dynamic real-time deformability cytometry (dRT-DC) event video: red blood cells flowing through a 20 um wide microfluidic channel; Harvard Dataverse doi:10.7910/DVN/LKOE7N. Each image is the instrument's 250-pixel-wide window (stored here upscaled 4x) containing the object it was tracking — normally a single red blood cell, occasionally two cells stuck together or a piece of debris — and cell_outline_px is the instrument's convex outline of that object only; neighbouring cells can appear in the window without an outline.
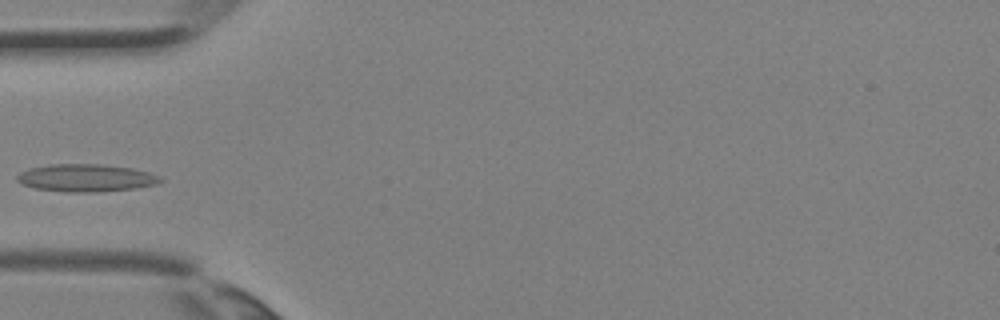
{"species": "Egyptian fruit bat (a non-hibernating species)", "species_latin": "Rousettus aegyptiacus", "temperature_condition": "room temperature", "stored_images_in_passage": 2, "camera_frame_rate_fps": 3000, "um_per_image_px": 0.085, "animal": {"sex": "female"}, "frame": {"image": 1, "passage_image": 2, "time_ms": 0.333, "image_size_px": [1000, 320], "cell_outline_px": [[164, 180], [156, 184], [136, 188], [96, 192], [64, 192], [36, 188], [24, 184], [16, 180], [16, 176], [20, 172], [28, 168], [52, 164], [100, 164], [132, 168], [148, 172], [160, 176]], "centroid_in_image_um": [7.31, 15.12], "position_along_channel_um": 77.7, "area_um2": 23.0}}